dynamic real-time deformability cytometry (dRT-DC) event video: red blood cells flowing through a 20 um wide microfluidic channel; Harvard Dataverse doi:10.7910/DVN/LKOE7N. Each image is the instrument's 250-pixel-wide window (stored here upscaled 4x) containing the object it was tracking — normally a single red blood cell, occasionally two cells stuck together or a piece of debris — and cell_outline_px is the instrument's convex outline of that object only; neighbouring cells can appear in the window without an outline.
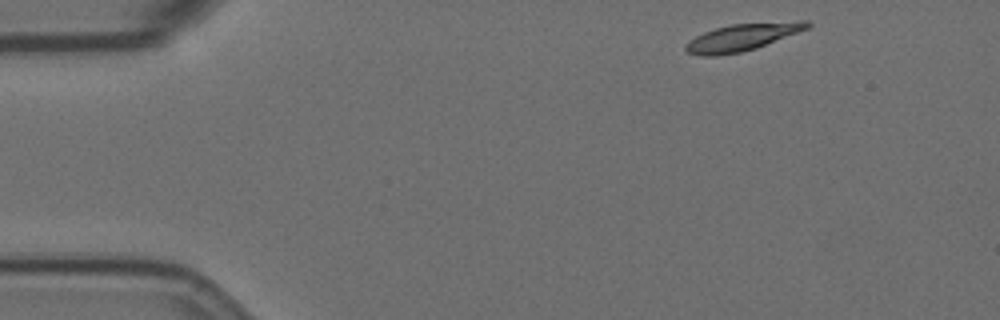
{"species": "Egyptian fruit bat (a non-hibernating species)", "species_latin": "Rousettus aegyptiacus", "temperature_condition": "room temperature", "stored_images_in_passage": 51, "camera_frame_rate_fps": 3000, "um_per_image_px": 0.085, "animal": {"sex": "female"}, "frame": {"image": 1, "passage_image": 1, "time_ms": 0.0, "image_size_px": [1000, 320], "cell_outline_px": [[812, 24], [808, 28], [756, 48], [740, 52], [716, 56], [700, 56], [688, 52], [684, 48], [684, 44], [688, 40], [704, 32], [716, 28], [732, 24], [800, 20], [808, 20]], "centroid_in_image_um": [63.08, 3.15], "position_along_channel_um": 21.9, "area_um2": 19.19}}
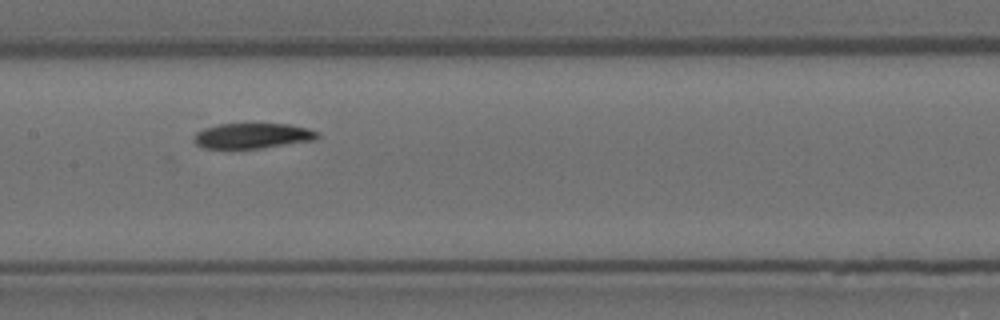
{"frame": {"image": 2, "passage_image": 22, "time_ms": 7.0, "image_size_px": [1000, 320], "cell_outline_px": [[320, 136], [316, 140], [260, 148], [204, 148], [196, 144], [192, 140], [192, 136], [196, 132], [204, 128], [216, 124], [288, 124], [308, 128], [320, 132]], "centroid_in_image_um": [21.46, 11.54], "position_along_channel_um": 185.9, "area_um2": 18.38}}
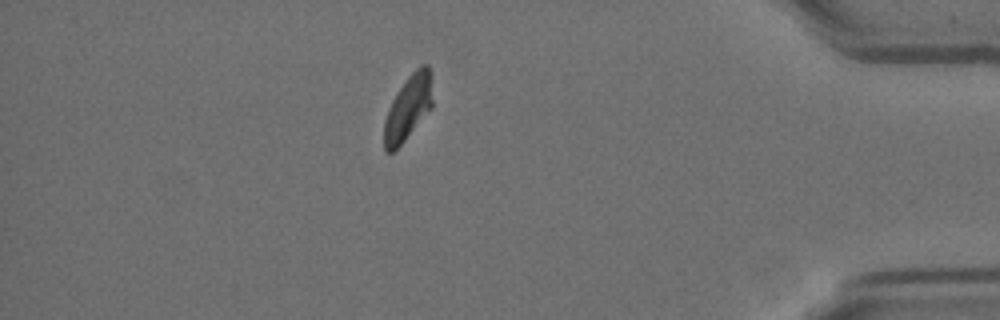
{"frame": {"image": 3, "passage_image": 44, "time_ms": 14.333, "image_size_px": [1000, 320], "cell_outline_px": [[432, 108], [404, 140], [392, 152], [384, 152], [384, 120], [388, 108], [396, 92], [408, 76], [420, 64], [428, 64], [432, 76]], "centroid_in_image_um": [34.7, 9.11], "position_along_channel_um": 400.5, "area_um2": 18.38}, "authors_computed_cell_mechanics": {"area_um2": 19.1896, "velocity_mm_per_s": 3.4929, "shape_relaxation_time_tau1_ms": 7.1864, "shape_relaxation_time_tau2_ms": 8.7692, "deformation_change_tau1": 0.1825, "deformation_change_tau2": 0.1049}}